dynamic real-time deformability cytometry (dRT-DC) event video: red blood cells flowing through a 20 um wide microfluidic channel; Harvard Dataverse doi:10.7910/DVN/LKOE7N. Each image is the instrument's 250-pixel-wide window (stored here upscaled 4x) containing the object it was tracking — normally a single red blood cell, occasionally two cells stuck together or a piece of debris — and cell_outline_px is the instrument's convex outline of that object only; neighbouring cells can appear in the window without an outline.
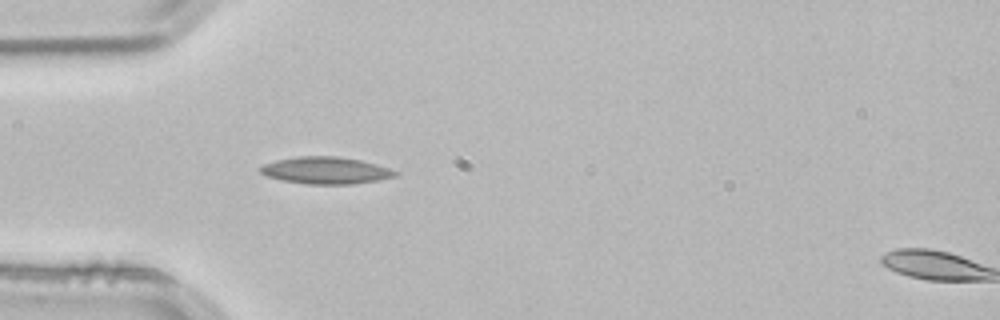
{"species": "common noctule bat (a hibernating species)", "species_latin": "Nyctalus noctula", "temperature_condition": "room temperature", "stored_images_in_passage": 35, "camera_frame_rate_fps": 3000, "um_per_image_px": 0.085, "animal": {"sex": "male", "body_mass_g": 21.5, "forearm_length_mm": 52.0}, "frame": {"image": 1, "passage_image": 1, "time_ms": 0.0, "image_size_px": [1000, 320], "cell_outline_px": [[400, 172], [396, 176], [380, 180], [352, 184], [308, 184], [284, 180], [268, 176], [260, 172], [260, 168], [264, 164], [276, 160], [296, 156], [340, 156], [360, 160], [376, 164]], "centroid_in_image_um": [27.73, 14.48], "position_along_channel_um": 57.3, "area_um2": 21.15}}
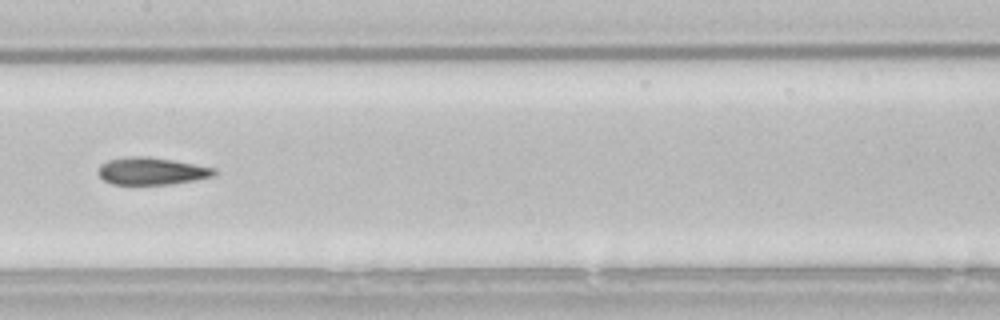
{"frame": {"image": 2, "passage_image": 12, "time_ms": 3.667, "image_size_px": [1000, 320], "cell_outline_px": [[216, 176], [168, 184], [112, 184], [104, 180], [96, 172], [100, 164], [108, 160], [124, 156], [148, 156], [172, 160], [216, 168]], "centroid_in_image_um": [12.85, 14.53], "position_along_channel_um": 194.6, "area_um2": 18.5}}
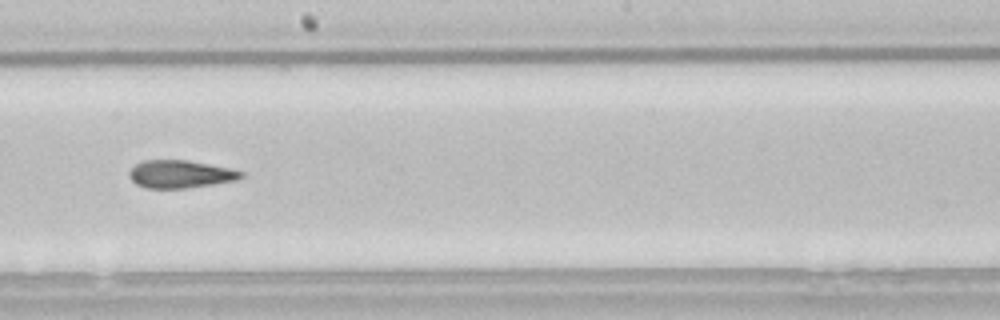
{"frame": {"image": 3, "passage_image": 15, "time_ms": 4.667, "image_size_px": [1000, 320], "cell_outline_px": [[244, 176], [236, 180], [188, 188], [148, 188], [136, 184], [128, 176], [128, 172], [136, 164], [144, 160], [188, 160], [232, 168], [244, 172]], "centroid_in_image_um": [15.34, 14.79], "position_along_channel_um": 232.9, "area_um2": 18.15}, "authors_computed_cell_mechanics": {"area_um2": 18.496, "velocity_mm_per_s": 3.8419, "shape_relaxation_time_tau1_ms": null, "shape_relaxation_time_tau2_ms": 2.9589, "deformation_change_tau1": null, "deformation_change_tau2": 0.1085}}